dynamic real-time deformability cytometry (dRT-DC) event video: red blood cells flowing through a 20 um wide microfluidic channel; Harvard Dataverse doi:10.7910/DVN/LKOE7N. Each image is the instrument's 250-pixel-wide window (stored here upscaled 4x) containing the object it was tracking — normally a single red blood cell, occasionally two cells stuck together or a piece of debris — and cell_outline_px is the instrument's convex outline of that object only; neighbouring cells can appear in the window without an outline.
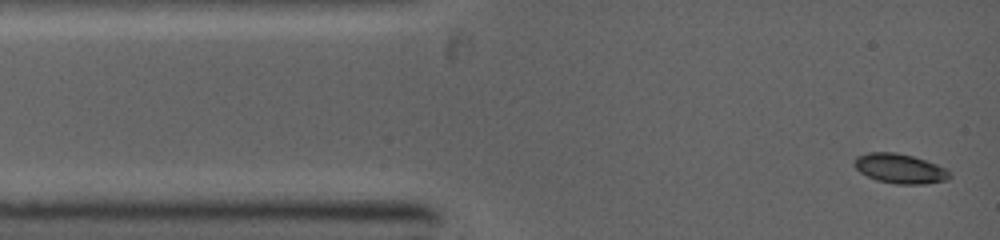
{"species": "common noctule bat (a hibernating species)", "species_latin": "Nyctalus noctula", "temperature_condition": "warm", "stored_images_in_passage": 5, "camera_frame_rate_fps": 5000, "um_per_image_px": 0.085, "animal": {"sex": "female", "body_mass_g": 19.0, "forearm_length_mm": 53.3}, "frame": {"image": 1, "passage_image": 1, "time_ms": 0.0, "image_size_px": [1000, 240], "cell_outline_px": [[952, 176], [948, 180], [924, 184], [896, 184], [876, 180], [860, 172], [852, 164], [852, 160], [856, 156], [868, 152], [896, 152], [912, 156], [936, 164], [952, 172]], "centroid_in_image_um": [76.48, 14.33], "position_along_channel_um": 8.5, "area_um2": 16.65}}
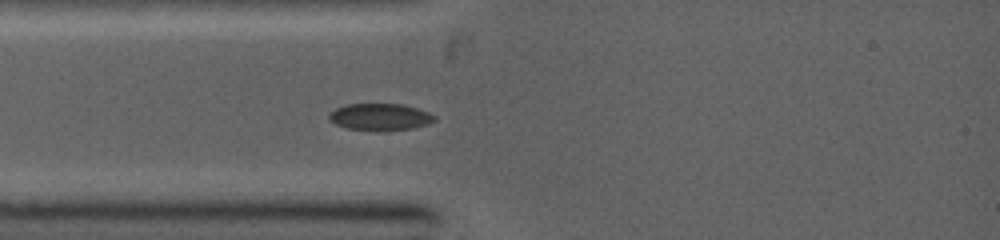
{"frame": {"image": 2, "passage_image": 5, "time_ms": 2.2, "image_size_px": [1000, 240], "cell_outline_px": [[436, 120], [428, 124], [412, 128], [348, 128], [336, 124], [328, 120], [328, 112], [336, 108], [348, 104], [400, 104], [416, 108], [428, 112], [436, 116]], "centroid_in_image_um": [32.29, 9.89], "position_along_channel_um": 52.7, "area_um2": 15.78}}